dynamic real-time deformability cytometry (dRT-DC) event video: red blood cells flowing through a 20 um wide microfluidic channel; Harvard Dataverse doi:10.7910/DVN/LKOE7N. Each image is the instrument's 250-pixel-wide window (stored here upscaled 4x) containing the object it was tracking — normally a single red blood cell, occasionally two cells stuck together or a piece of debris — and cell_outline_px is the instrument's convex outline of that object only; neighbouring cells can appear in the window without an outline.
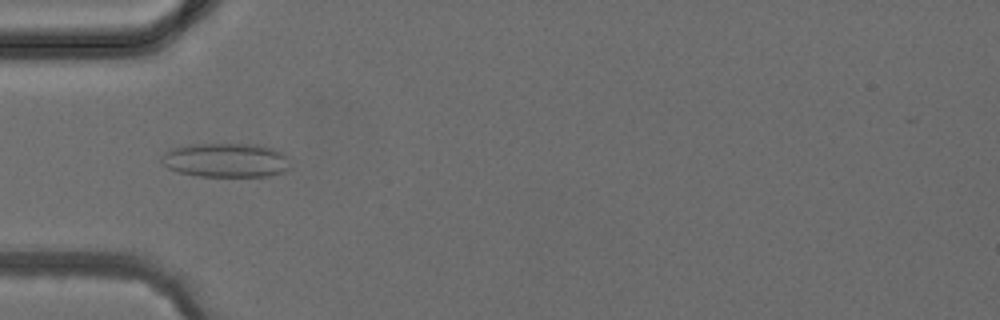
{"species": "common noctule bat (a hibernating species)", "species_latin": "Nyctalus noctula", "temperature_condition": "cold", "stored_images_in_passage": 4, "camera_frame_rate_fps": 3000, "um_per_image_px": 0.085, "animal": {"sex": "female", "body_mass_g": 24.6, "forearm_length_mm": 56.2}, "frame": {"image": 1, "passage_image": 4, "time_ms": 3.667, "image_size_px": [1000, 320], "cell_outline_px": [[288, 168], [284, 172], [268, 176], [200, 176], [180, 172], [168, 168], [160, 160], [160, 156], [164, 152], [172, 148], [188, 144], [256, 144], [272, 148], [288, 156]], "centroid_in_image_um": [19.18, 13.61], "position_along_channel_um": 65.8, "area_um2": 25.66}}